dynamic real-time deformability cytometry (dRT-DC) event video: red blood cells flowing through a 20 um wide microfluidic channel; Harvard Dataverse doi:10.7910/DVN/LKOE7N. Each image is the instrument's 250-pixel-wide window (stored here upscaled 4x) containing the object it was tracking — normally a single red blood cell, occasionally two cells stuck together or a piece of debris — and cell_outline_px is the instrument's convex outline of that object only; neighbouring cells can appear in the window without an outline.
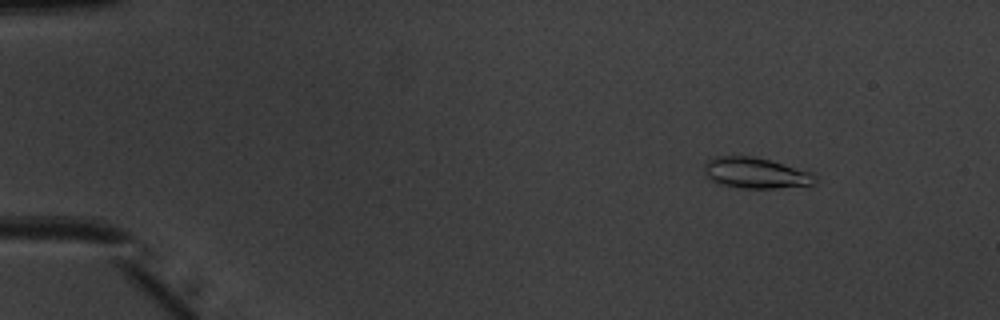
{"species": "common noctule bat (a hibernating species)", "species_latin": "Nyctalus noctula", "temperature_condition": "warm", "stored_images_in_passage": 51, "camera_frame_rate_fps": 3000, "um_per_image_px": 0.085, "animal": {"sex": "male", "body_mass_g": 20.1, "forearm_length_mm": 53.5}, "frame": {"image": 1, "passage_image": 6, "time_ms": 1.667, "image_size_px": [1000, 320], "cell_outline_px": [[816, 184], [776, 188], [744, 188], [720, 184], [704, 176], [704, 164], [708, 160], [716, 156], [756, 156], [816, 172]], "centroid_in_image_um": [64.27, 14.69], "position_along_channel_um": 20.7, "area_um2": 20.29}}
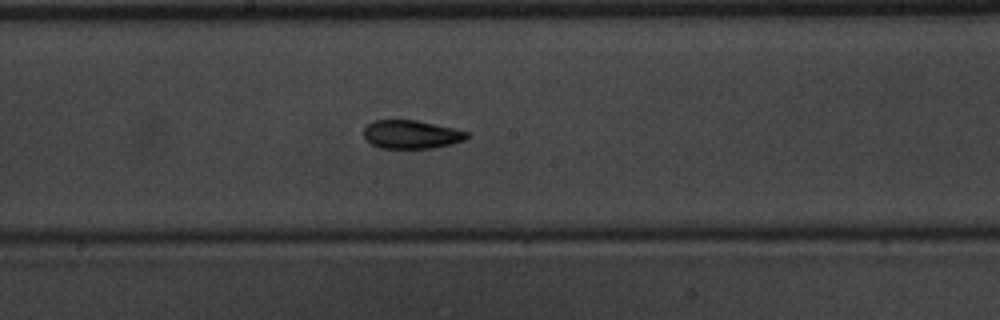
{"frame": {"image": 2, "passage_image": 28, "time_ms": 9.0, "image_size_px": [1000, 320], "cell_outline_px": [[468, 136], [464, 140], [452, 144], [432, 148], [380, 148], [372, 144], [364, 136], [364, 128], [372, 120], [416, 120], [452, 128], [468, 132]], "centroid_in_image_um": [34.94, 11.42], "position_along_channel_um": 213.3, "area_um2": 16.94}}
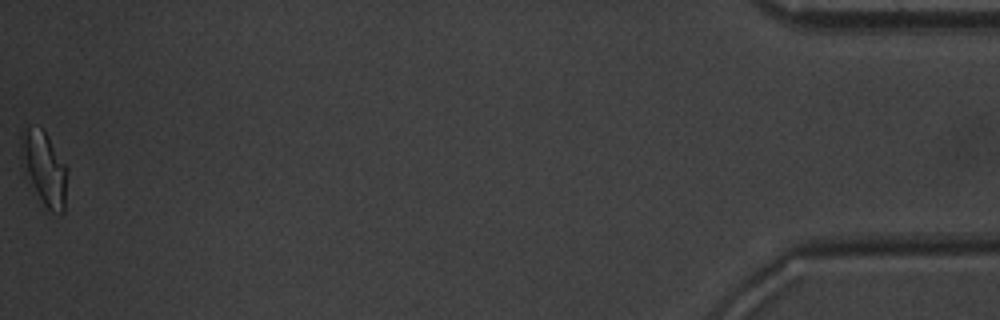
{"frame": {"image": 3, "passage_image": 51, "time_ms": 16.667, "image_size_px": [1000, 320], "cell_outline_px": [[68, 168], [64, 212], [52, 212], [44, 204], [24, 176], [20, 136], [24, 128], [40, 128], [48, 136]], "centroid_in_image_um": [3.76, 14.32], "position_along_channel_um": 431.4, "area_um2": 19.65}, "authors_computed_cell_mechanics": {"area_um2": 17.6868, "velocity_mm_per_s": 4.016, "shape_relaxation_time_tau1_ms": 3.5165, "shape_relaxation_time_tau2_ms": 2.6156, "deformation_change_tau1": 0.143, "deformation_change_tau2": 0.072}}